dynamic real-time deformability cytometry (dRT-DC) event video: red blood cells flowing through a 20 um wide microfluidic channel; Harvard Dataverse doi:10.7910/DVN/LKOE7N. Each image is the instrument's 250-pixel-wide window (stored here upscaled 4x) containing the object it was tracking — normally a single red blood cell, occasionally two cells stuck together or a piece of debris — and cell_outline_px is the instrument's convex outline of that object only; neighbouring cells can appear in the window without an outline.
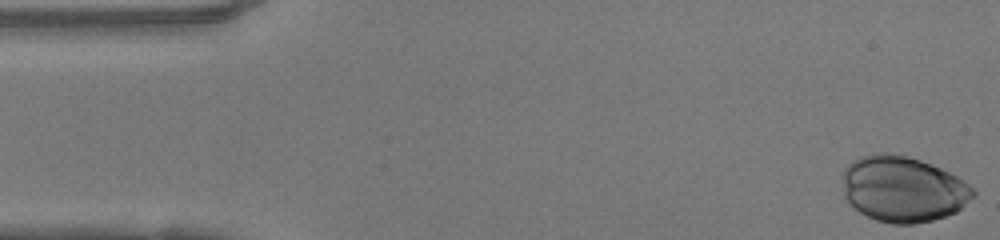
{"species": "human", "species_latin": "Homo sapiens", "temperature_condition": "warm", "stored_images_in_passage": 38, "camera_frame_rate_fps": 3000, "um_per_image_px": 0.085, "donor": {"sex": "female"}, "frame": {"image": 1, "passage_image": 1, "time_ms": 0.0, "image_size_px": [1000, 240], "cell_outline_px": [[976, 196], [956, 212], [932, 220], [916, 224], [892, 224], [876, 220], [860, 212], [844, 196], [844, 168], [852, 160], [860, 156], [876, 152], [892, 152], [908, 156], [932, 164], [964, 180], [976, 192]], "centroid_in_image_um": [76.77, 16.05], "position_along_channel_um": 8.2, "area_um2": 50.23}}
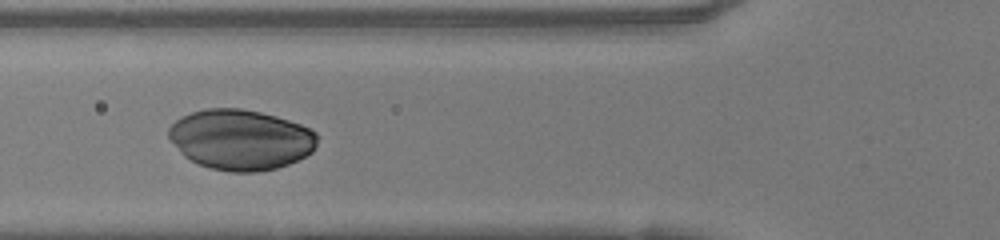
{"frame": {"image": 2, "passage_image": 17, "time_ms": 5.333, "image_size_px": [1000, 240], "cell_outline_px": [[320, 136], [312, 152], [288, 164], [276, 168], [260, 172], [232, 172], [212, 168], [200, 164], [184, 156], [180, 152], [168, 136], [168, 128], [180, 116], [192, 112], [208, 108], [240, 108], [260, 112], [276, 116], [300, 124], [316, 132]], "centroid_in_image_um": [20.46, 11.86], "position_along_channel_um": 105.3, "area_um2": 52.25}}
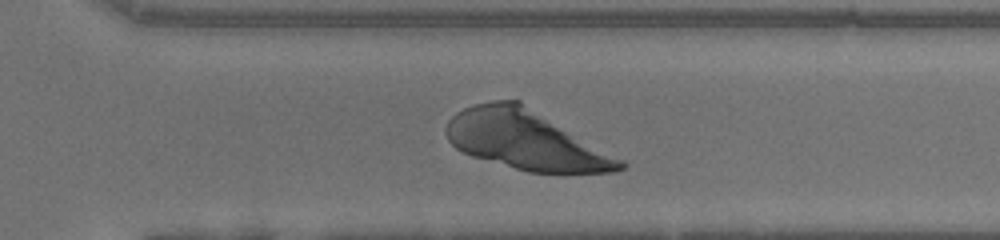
{"frame": {"image": 3, "passage_image": 33, "time_ms": 10.667, "image_size_px": [1000, 240], "cell_outline_px": [[628, 164], [624, 168], [616, 172], [528, 172], [472, 156], [456, 148], [448, 140], [448, 120], [456, 112], [464, 108], [476, 104], [492, 100], [520, 100], [624, 160]], "centroid_in_image_um": [44.73, 11.89], "position_along_channel_um": 325.9, "area_um2": 59.59}}